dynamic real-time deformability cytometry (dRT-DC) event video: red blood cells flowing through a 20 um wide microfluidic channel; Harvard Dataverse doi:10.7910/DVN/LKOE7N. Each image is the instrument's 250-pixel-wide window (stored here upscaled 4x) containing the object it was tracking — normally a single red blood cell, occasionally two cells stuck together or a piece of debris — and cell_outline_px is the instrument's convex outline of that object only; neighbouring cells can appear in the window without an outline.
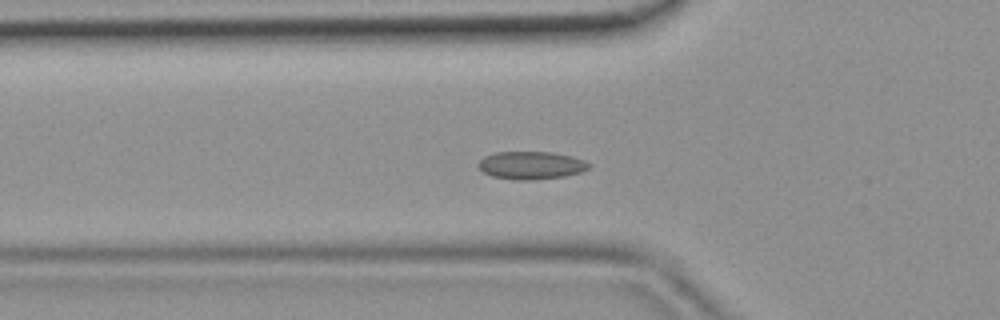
{"species": "common noctule bat (a hibernating species)", "species_latin": "Nyctalus noctula", "temperature_condition": "room temperature", "stored_images_in_passage": 35, "camera_frame_rate_fps": 3000, "um_per_image_px": 0.085, "animal": {"sex": "female", "body_mass_g": 19.9}, "frame": {"image": 1, "passage_image": 6, "time_ms": 1.667, "image_size_px": [1000, 320], "cell_outline_px": [[592, 164], [588, 168], [580, 172], [564, 176], [532, 180], [512, 180], [492, 176], [484, 172], [480, 168], [480, 160], [484, 156], [496, 152], [552, 152], [572, 156], [584, 160]], "centroid_in_image_um": [45.16, 14.05], "position_along_channel_um": 80.6, "area_um2": 17.86}}
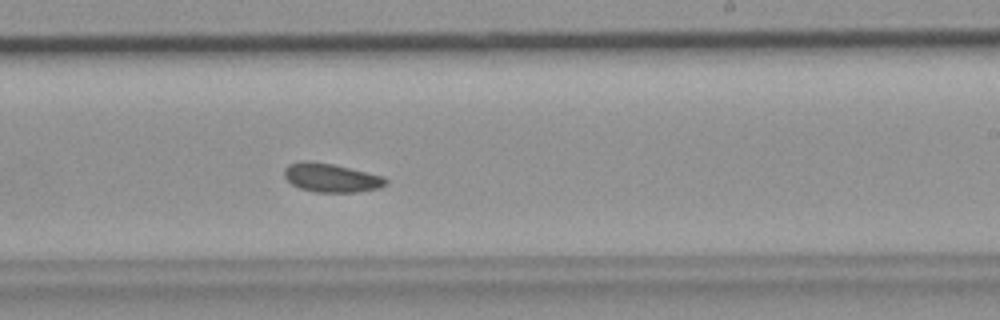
{"frame": {"image": 2, "passage_image": 18, "time_ms": 5.667, "image_size_px": [1000, 320], "cell_outline_px": [[388, 184], [380, 188], [356, 192], [316, 192], [300, 188], [292, 184], [284, 176], [284, 168], [288, 164], [304, 160], [308, 160], [332, 164], [384, 176], [388, 180]], "centroid_in_image_um": [28.16, 15.11], "position_along_channel_um": 260.8, "area_um2": 17.05}}
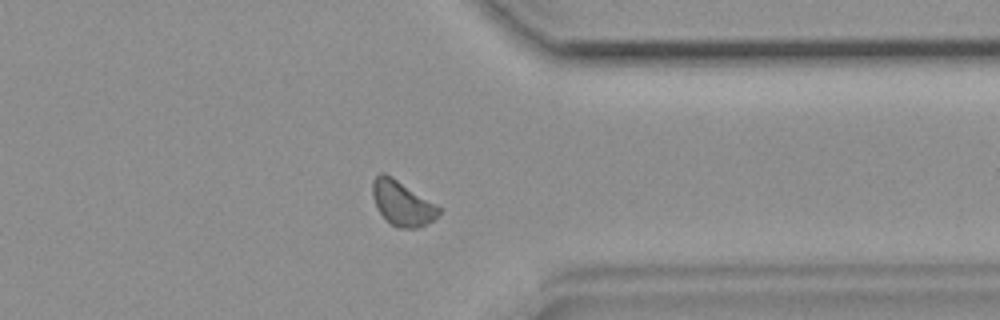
{"frame": {"image": 3, "passage_image": 26, "time_ms": 8.333, "image_size_px": [1000, 320], "cell_outline_px": [[444, 208], [432, 220], [420, 228], [396, 228], [380, 212], [372, 196], [372, 180], [380, 172], [384, 172], [392, 176]], "centroid_in_image_um": [34.21, 17.25], "position_along_channel_um": 377.2, "area_um2": 17.4}}